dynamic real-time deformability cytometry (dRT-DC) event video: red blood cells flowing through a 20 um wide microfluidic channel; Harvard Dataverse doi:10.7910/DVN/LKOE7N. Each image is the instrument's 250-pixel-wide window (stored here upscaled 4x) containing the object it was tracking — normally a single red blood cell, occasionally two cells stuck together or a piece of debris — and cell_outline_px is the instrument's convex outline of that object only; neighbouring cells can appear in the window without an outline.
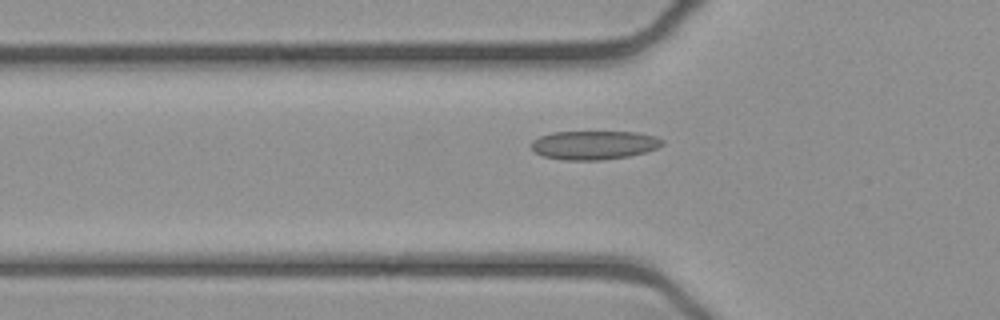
{"species": "common noctule bat (a hibernating species)", "species_latin": "Nyctalus noctula", "temperature_condition": "cold", "stored_images_in_passage": 38, "camera_frame_rate_fps": 3000, "um_per_image_px": 0.085, "animal": {"sex": "female", "body_mass_g": 21.9}, "frame": {"image": 1, "passage_image": 3, "time_ms": 0.667, "image_size_px": [1000, 320], "cell_outline_px": [[664, 144], [656, 148], [644, 152], [628, 156], [600, 160], [560, 160], [544, 156], [536, 152], [532, 148], [532, 140], [540, 136], [552, 132], [636, 132], [656, 136], [664, 140]], "centroid_in_image_um": [50.49, 12.32], "position_along_channel_um": 75.3, "area_um2": 21.91}}
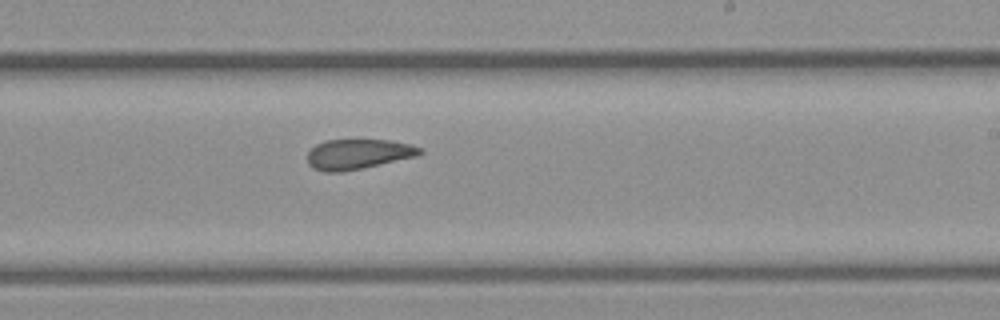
{"frame": {"image": 2, "passage_image": 17, "time_ms": 5.333, "image_size_px": [1000, 320], "cell_outline_px": [[424, 152], [420, 156], [364, 168], [344, 172], [324, 172], [312, 168], [308, 164], [308, 152], [316, 144], [324, 140], [392, 140], [412, 144], [424, 148]], "centroid_in_image_um": [30.5, 13.11], "position_along_channel_um": 258.5, "area_um2": 20.23}}
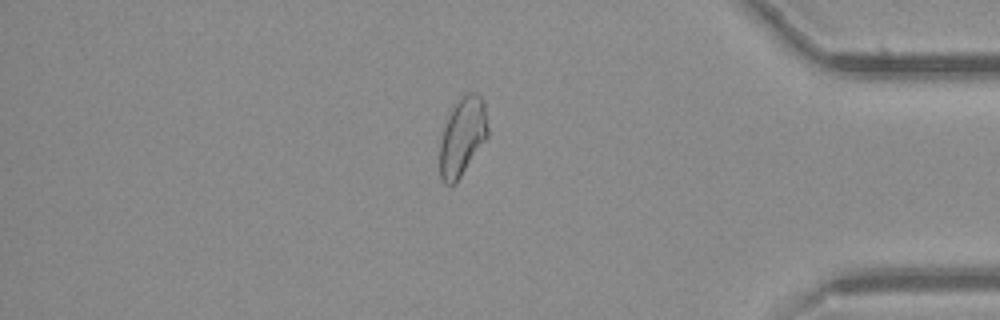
{"frame": {"image": 3, "passage_image": 30, "time_ms": 9.667, "image_size_px": [1000, 320], "cell_outline_px": [[488, 136], [460, 176], [452, 184], [444, 184], [440, 180], [440, 140], [444, 128], [456, 104], [468, 92], [476, 92], [484, 100], [488, 128]], "centroid_in_image_um": [39.32, 11.62], "position_along_channel_um": 395.9, "area_um2": 21.27}, "authors_computed_cell_mechanics": {"area_um2": 21.2704, "velocity_mm_per_s": 3.8995, "shape_relaxation_time_tau1_ms": null, "shape_relaxation_time_tau2_ms": 4.3224, "deformation_change_tau1": null, "deformation_change_tau2": 0.0766}}